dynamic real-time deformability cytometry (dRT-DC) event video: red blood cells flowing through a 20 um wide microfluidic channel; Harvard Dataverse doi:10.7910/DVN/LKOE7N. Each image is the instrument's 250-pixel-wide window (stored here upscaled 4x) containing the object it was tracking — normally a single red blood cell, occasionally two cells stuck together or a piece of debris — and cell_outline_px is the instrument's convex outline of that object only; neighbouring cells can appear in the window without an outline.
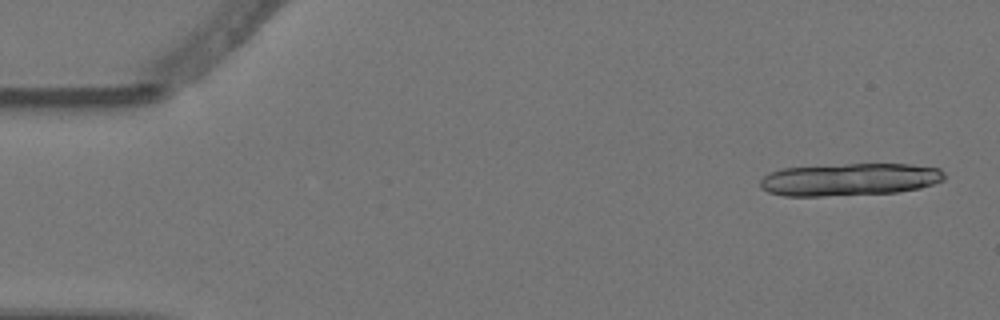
{"species": "Egyptian fruit bat (a non-hibernating species)", "species_latin": "Rousettus aegyptiacus", "temperature_condition": "warm", "stored_images_in_passage": 4, "camera_frame_rate_fps": 3000, "um_per_image_px": 0.085, "animal": {"sex": "female"}, "frame": {"image": 1, "passage_image": 1, "time_ms": 0.0, "image_size_px": [1000, 320], "cell_outline_px": [[944, 180], [920, 188], [896, 192], [824, 196], [784, 196], [768, 192], [760, 188], [760, 180], [764, 176], [772, 172], [784, 168], [844, 164], [912, 164], [940, 168], [944, 172]], "centroid_in_image_um": [72.22, 15.25], "position_along_channel_um": 12.8, "area_um2": 34.85}}